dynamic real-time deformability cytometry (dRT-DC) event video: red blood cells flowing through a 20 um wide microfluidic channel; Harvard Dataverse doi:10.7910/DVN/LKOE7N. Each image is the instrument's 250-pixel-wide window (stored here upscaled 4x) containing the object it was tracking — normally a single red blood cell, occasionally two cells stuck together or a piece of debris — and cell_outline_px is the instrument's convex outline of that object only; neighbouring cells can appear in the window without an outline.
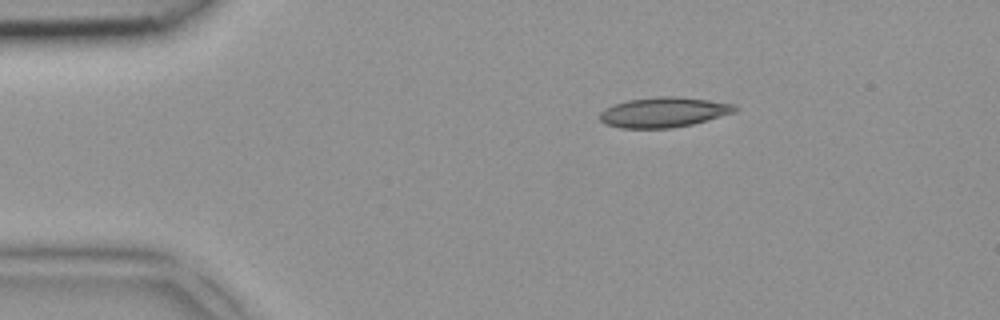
{"species": "common noctule bat (a hibernating species)", "species_latin": "Nyctalus noctula", "temperature_condition": "room temperature", "stored_images_in_passage": 4, "camera_frame_rate_fps": 3000, "um_per_image_px": 0.085, "animal": {"sex": "female", "body_mass_g": 18.4}, "frame": {"image": 1, "passage_image": 2, "time_ms": 0.333, "image_size_px": [1000, 320], "cell_outline_px": [[740, 108], [736, 112], [708, 120], [692, 124], [672, 128], [620, 128], [604, 124], [600, 120], [600, 112], [604, 108], [628, 100], [656, 96], [676, 96], [708, 100], [736, 104]], "centroid_in_image_um": [56.44, 9.54], "position_along_channel_um": 28.6, "area_um2": 23.87}}
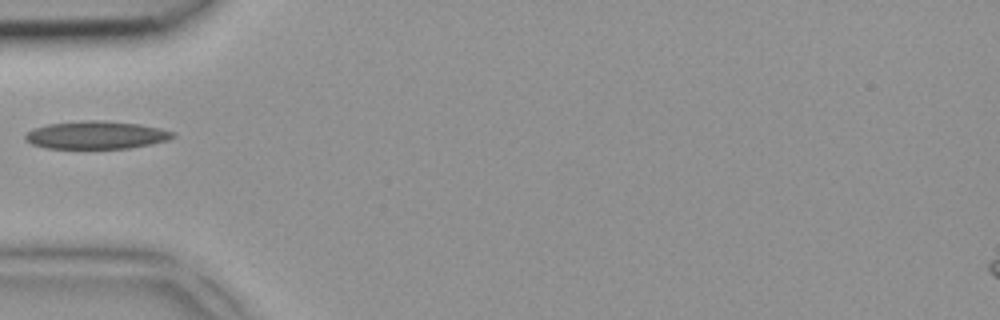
{"frame": {"image": 2, "passage_image": 4, "time_ms": 1.0, "image_size_px": [1000, 320], "cell_outline_px": [[176, 136], [168, 140], [152, 144], [128, 148], [48, 148], [32, 144], [24, 140], [24, 136], [28, 132], [36, 128], [48, 124], [88, 120], [96, 120], [140, 124], [160, 128], [176, 132]], "centroid_in_image_um": [8.23, 11.48], "position_along_channel_um": 76.8, "area_um2": 23.81}}